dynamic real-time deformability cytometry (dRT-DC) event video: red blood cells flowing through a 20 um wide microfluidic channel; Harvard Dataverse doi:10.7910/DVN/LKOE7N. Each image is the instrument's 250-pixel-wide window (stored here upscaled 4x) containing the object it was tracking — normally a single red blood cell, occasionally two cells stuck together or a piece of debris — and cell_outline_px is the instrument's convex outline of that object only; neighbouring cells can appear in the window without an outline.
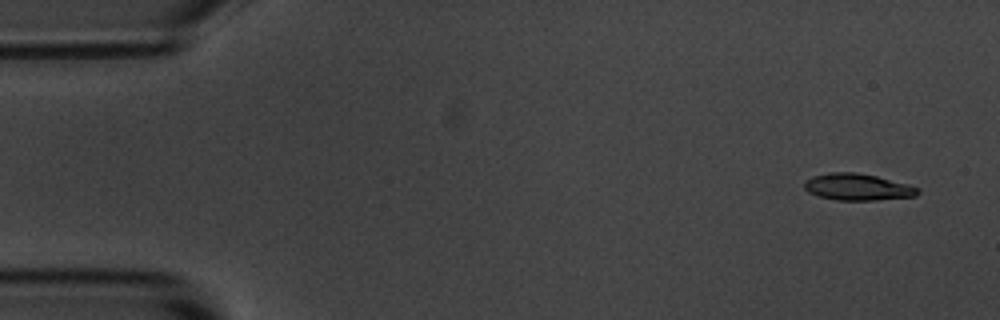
{"species": "common noctule bat (a hibernating species)", "species_latin": "Nyctalus noctula", "temperature_condition": "room temperature", "stored_images_in_passage": 6, "camera_frame_rate_fps": 3000, "um_per_image_px": 0.085, "animal": {"sex": "male", "body_mass_g": 20.1, "forearm_length_mm": 53.5}, "frame": {"image": 1, "passage_image": 1, "time_ms": 0.0, "image_size_px": [1000, 320], "cell_outline_px": [[920, 192], [916, 196], [876, 200], [836, 200], [816, 196], [808, 192], [804, 188], [804, 180], [812, 176], [828, 172], [856, 172], [876, 176], [908, 184], [920, 188]], "centroid_in_image_um": [72.87, 15.89], "position_along_channel_um": 12.1, "area_um2": 17.86}}
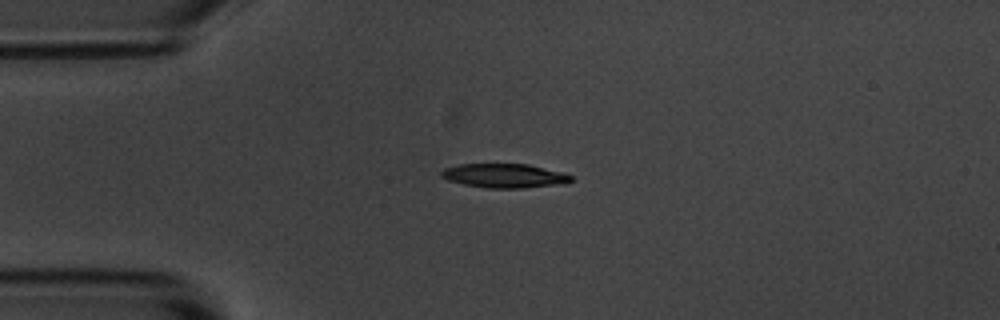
{"frame": {"image": 2, "passage_image": 4, "time_ms": 3.333, "image_size_px": [1000, 320], "cell_outline_px": [[572, 180], [564, 184], [524, 188], [488, 188], [464, 184], [448, 180], [440, 176], [440, 172], [444, 168], [460, 164], [528, 164], [564, 172], [572, 176]], "centroid_in_image_um": [42.9, 14.93], "position_along_channel_um": 42.1, "area_um2": 18.32}}